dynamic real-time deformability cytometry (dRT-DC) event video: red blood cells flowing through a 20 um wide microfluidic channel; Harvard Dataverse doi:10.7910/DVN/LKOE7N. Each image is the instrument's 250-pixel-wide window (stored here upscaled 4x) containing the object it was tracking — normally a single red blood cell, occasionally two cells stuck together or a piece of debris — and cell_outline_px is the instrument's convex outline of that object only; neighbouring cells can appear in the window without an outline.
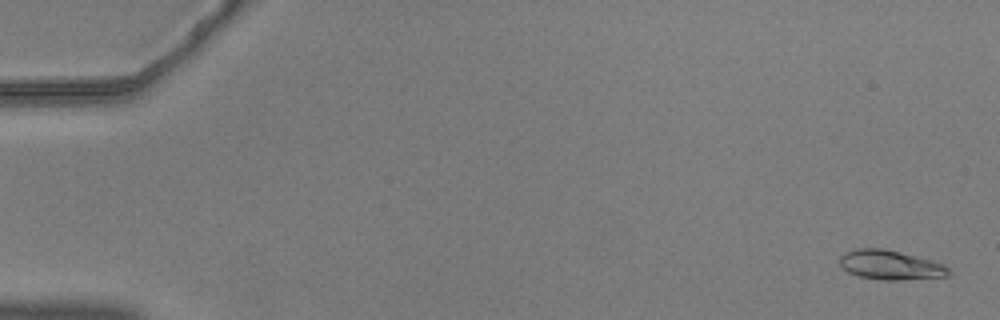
{"species": "common noctule bat (a hibernating species)", "species_latin": "Nyctalus noctula", "temperature_condition": "warm", "stored_images_in_passage": 56, "camera_frame_rate_fps": 3000, "um_per_image_px": 0.085, "animal": {"sex": "male", "body_mass_g": 20.5, "forearm_length_mm": 52.5}, "frame": {"image": 1, "passage_image": 2, "time_ms": 0.333, "image_size_px": [1000, 320], "cell_outline_px": [[952, 272], [948, 276], [900, 280], [880, 280], [860, 276], [848, 272], [840, 264], [840, 256], [844, 252], [856, 248], [884, 248], [932, 260], [944, 264]], "centroid_in_image_um": [75.69, 22.52], "position_along_channel_um": 9.3, "area_um2": 18.73}}
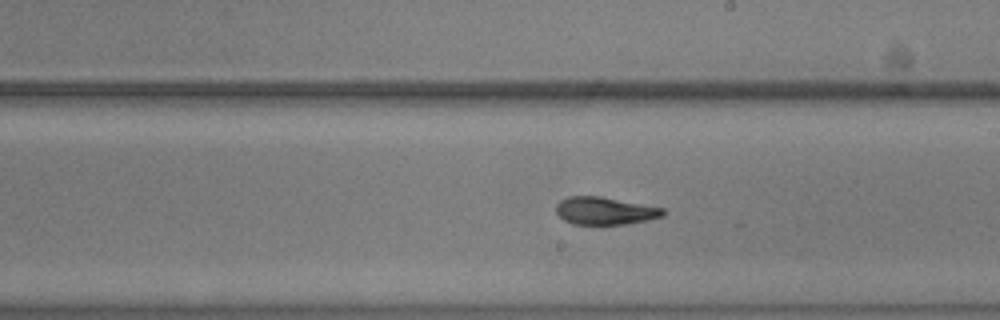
{"frame": {"image": 2, "passage_image": 33, "time_ms": 10.667, "image_size_px": [1000, 320], "cell_outline_px": [[664, 216], [648, 220], [624, 224], [572, 224], [564, 220], [556, 212], [556, 204], [560, 200], [568, 196], [600, 196], [664, 208]], "centroid_in_image_um": [51.4, 17.92], "position_along_channel_um": 237.6, "area_um2": 17.17}}
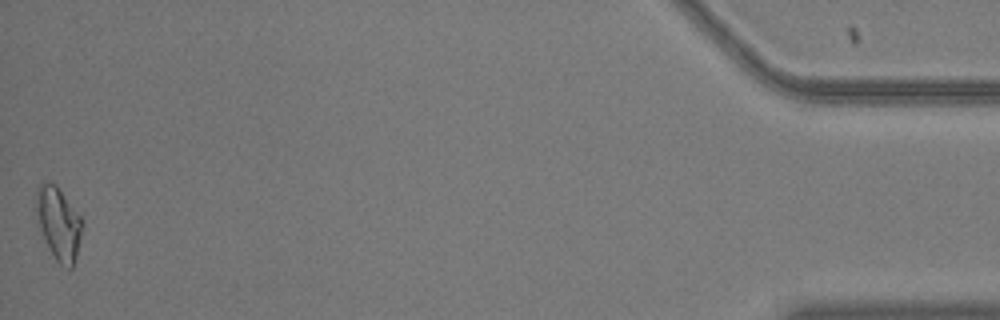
{"frame": {"image": 3, "passage_image": 56, "time_ms": 18.333, "image_size_px": [1000, 320], "cell_outline_px": [[84, 220], [76, 256], [72, 268], [68, 268], [60, 264], [56, 260], [40, 228], [36, 212], [36, 188], [40, 184], [56, 184]], "centroid_in_image_um": [5.0, 18.97], "position_along_channel_um": 430.2, "area_um2": 19.07}, "authors_computed_cell_mechanics": {"area_um2": 17.8024, "velocity_mm_per_s": 3.6817, "shape_relaxation_time_tau1_ms": 6.3757, "shape_relaxation_time_tau2_ms": 2.0057, "deformation_change_tau1": 0.1805, "deformation_change_tau2": 0.086}}